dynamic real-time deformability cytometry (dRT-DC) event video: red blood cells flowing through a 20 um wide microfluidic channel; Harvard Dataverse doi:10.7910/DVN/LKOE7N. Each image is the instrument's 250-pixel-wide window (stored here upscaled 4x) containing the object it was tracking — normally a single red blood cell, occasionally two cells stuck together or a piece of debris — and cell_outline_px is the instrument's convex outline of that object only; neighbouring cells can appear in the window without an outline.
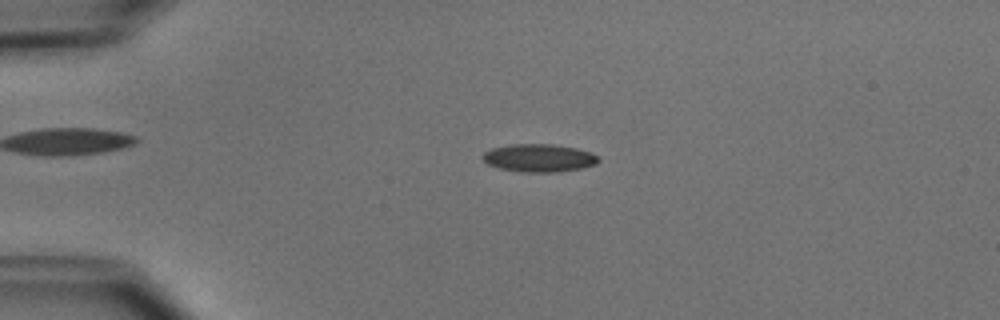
{"species": "common noctule bat (a hibernating species)", "species_latin": "Nyctalus noctula", "temperature_condition": "cold", "stored_images_in_passage": 51, "camera_frame_rate_fps": 3000, "um_per_image_px": 0.085, "animal": {"sex": "male", "body_mass_g": 15.6}, "frame": {"image": 1, "passage_image": 12, "time_ms": 3.667, "image_size_px": [1000, 320], "cell_outline_px": [[600, 160], [596, 164], [580, 168], [560, 172], [524, 172], [500, 168], [488, 164], [480, 156], [484, 152], [492, 148], [512, 144], [552, 144], [576, 148], [592, 152], [600, 156]], "centroid_in_image_um": [45.84, 13.42], "position_along_channel_um": 39.2, "area_um2": 18.9}}
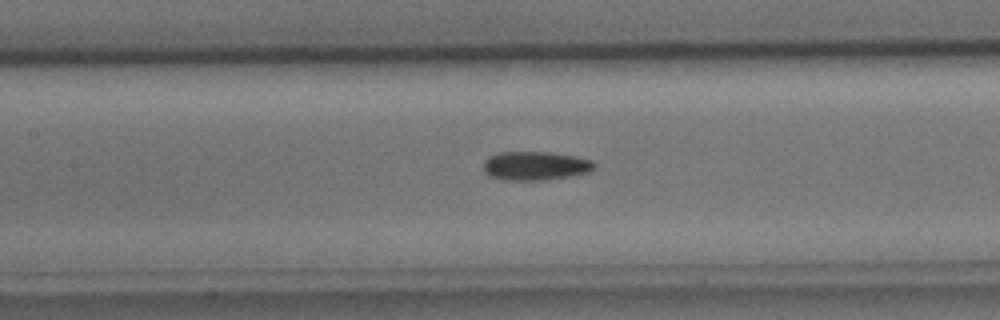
{"frame": {"image": 2, "passage_image": 24, "time_ms": 7.667, "image_size_px": [1000, 320], "cell_outline_px": [[596, 168], [588, 172], [548, 180], [500, 180], [488, 176], [484, 172], [484, 160], [488, 156], [500, 152], [548, 152], [576, 156], [592, 160], [596, 164]], "centroid_in_image_um": [45.48, 14.1], "position_along_channel_um": 161.9, "area_um2": 18.84}}
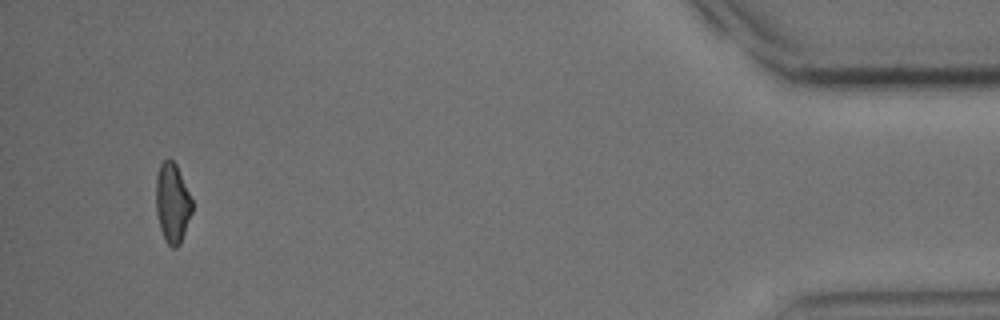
{"frame": {"image": 3, "passage_image": 49, "time_ms": 16.0, "image_size_px": [1000, 320], "cell_outline_px": [[192, 212], [180, 244], [176, 248], [172, 248], [164, 240], [160, 228], [156, 212], [156, 176], [160, 164], [168, 156], [176, 164], [192, 200]], "centroid_in_image_um": [14.64, 17.25], "position_along_channel_um": 420.6, "area_um2": 16.82}, "authors_computed_cell_mechanics": {"area_um2": 17.7446, "velocity_mm_per_s": 3.9246, "shape_relaxation_time_tau1_ms": 4.2956, "shape_relaxation_time_tau2_ms": 4.1676, "deformation_change_tau1": 0.1291, "deformation_change_tau2": 0.1043}}